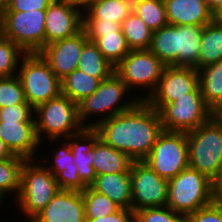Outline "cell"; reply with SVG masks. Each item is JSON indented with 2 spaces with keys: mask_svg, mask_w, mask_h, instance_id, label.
<instances>
[{
  "mask_svg": "<svg viewBox=\"0 0 222 222\" xmlns=\"http://www.w3.org/2000/svg\"><path fill=\"white\" fill-rule=\"evenodd\" d=\"M106 144L143 161L163 131L159 112L147 101H138L130 110L99 122L94 127Z\"/></svg>",
  "mask_w": 222,
  "mask_h": 222,
  "instance_id": "cell-1",
  "label": "cell"
},
{
  "mask_svg": "<svg viewBox=\"0 0 222 222\" xmlns=\"http://www.w3.org/2000/svg\"><path fill=\"white\" fill-rule=\"evenodd\" d=\"M189 167L211 181L222 171V123L213 116L187 132Z\"/></svg>",
  "mask_w": 222,
  "mask_h": 222,
  "instance_id": "cell-2",
  "label": "cell"
},
{
  "mask_svg": "<svg viewBox=\"0 0 222 222\" xmlns=\"http://www.w3.org/2000/svg\"><path fill=\"white\" fill-rule=\"evenodd\" d=\"M34 114L37 115H34L35 131L40 144L44 136L57 142L61 137L67 139L84 128L78 117V104L62 93L37 106Z\"/></svg>",
  "mask_w": 222,
  "mask_h": 222,
  "instance_id": "cell-3",
  "label": "cell"
},
{
  "mask_svg": "<svg viewBox=\"0 0 222 222\" xmlns=\"http://www.w3.org/2000/svg\"><path fill=\"white\" fill-rule=\"evenodd\" d=\"M130 92L123 80L114 72L110 77L101 81L98 89L89 97L84 98L78 103V117L80 123L84 127H95L99 122L109 119L118 113L130 110L139 100L132 98L126 103L121 101ZM122 102V103H121ZM122 104V105H121ZM107 111V112H106ZM105 115H102V113ZM107 113V114H106ZM94 114L102 116V118L94 119L95 122L89 120ZM87 124V125H86Z\"/></svg>",
  "mask_w": 222,
  "mask_h": 222,
  "instance_id": "cell-4",
  "label": "cell"
},
{
  "mask_svg": "<svg viewBox=\"0 0 222 222\" xmlns=\"http://www.w3.org/2000/svg\"><path fill=\"white\" fill-rule=\"evenodd\" d=\"M212 202V181L196 169L187 167L168 181L167 207L189 216Z\"/></svg>",
  "mask_w": 222,
  "mask_h": 222,
  "instance_id": "cell-5",
  "label": "cell"
},
{
  "mask_svg": "<svg viewBox=\"0 0 222 222\" xmlns=\"http://www.w3.org/2000/svg\"><path fill=\"white\" fill-rule=\"evenodd\" d=\"M32 159L24 162L21 171V187L16 200L18 208L32 220L60 191L56 177ZM41 164V165H40Z\"/></svg>",
  "mask_w": 222,
  "mask_h": 222,
  "instance_id": "cell-6",
  "label": "cell"
},
{
  "mask_svg": "<svg viewBox=\"0 0 222 222\" xmlns=\"http://www.w3.org/2000/svg\"><path fill=\"white\" fill-rule=\"evenodd\" d=\"M20 62L17 76L26 101L34 109L61 94L60 79L39 53H26Z\"/></svg>",
  "mask_w": 222,
  "mask_h": 222,
  "instance_id": "cell-7",
  "label": "cell"
},
{
  "mask_svg": "<svg viewBox=\"0 0 222 222\" xmlns=\"http://www.w3.org/2000/svg\"><path fill=\"white\" fill-rule=\"evenodd\" d=\"M46 10L3 11L0 34L25 53H39L45 46Z\"/></svg>",
  "mask_w": 222,
  "mask_h": 222,
  "instance_id": "cell-8",
  "label": "cell"
},
{
  "mask_svg": "<svg viewBox=\"0 0 222 222\" xmlns=\"http://www.w3.org/2000/svg\"><path fill=\"white\" fill-rule=\"evenodd\" d=\"M143 161L168 181L176 177L189 167L187 133L163 130Z\"/></svg>",
  "mask_w": 222,
  "mask_h": 222,
  "instance_id": "cell-9",
  "label": "cell"
},
{
  "mask_svg": "<svg viewBox=\"0 0 222 222\" xmlns=\"http://www.w3.org/2000/svg\"><path fill=\"white\" fill-rule=\"evenodd\" d=\"M165 68L166 65L150 50H131L115 67V73L129 91L138 90L140 86L147 87V96L144 94L137 98L139 101H146L156 90Z\"/></svg>",
  "mask_w": 222,
  "mask_h": 222,
  "instance_id": "cell-10",
  "label": "cell"
},
{
  "mask_svg": "<svg viewBox=\"0 0 222 222\" xmlns=\"http://www.w3.org/2000/svg\"><path fill=\"white\" fill-rule=\"evenodd\" d=\"M163 130L189 132L206 123L214 112L205 103L200 87L195 91L166 104L160 111Z\"/></svg>",
  "mask_w": 222,
  "mask_h": 222,
  "instance_id": "cell-11",
  "label": "cell"
},
{
  "mask_svg": "<svg viewBox=\"0 0 222 222\" xmlns=\"http://www.w3.org/2000/svg\"><path fill=\"white\" fill-rule=\"evenodd\" d=\"M130 174L132 211L167 205L168 180L159 176L144 161H133Z\"/></svg>",
  "mask_w": 222,
  "mask_h": 222,
  "instance_id": "cell-12",
  "label": "cell"
},
{
  "mask_svg": "<svg viewBox=\"0 0 222 222\" xmlns=\"http://www.w3.org/2000/svg\"><path fill=\"white\" fill-rule=\"evenodd\" d=\"M199 87V72L194 67L166 66L154 93L146 100L158 112L169 103Z\"/></svg>",
  "mask_w": 222,
  "mask_h": 222,
  "instance_id": "cell-13",
  "label": "cell"
},
{
  "mask_svg": "<svg viewBox=\"0 0 222 222\" xmlns=\"http://www.w3.org/2000/svg\"><path fill=\"white\" fill-rule=\"evenodd\" d=\"M83 27V10L69 0H54L46 9L45 46L79 33Z\"/></svg>",
  "mask_w": 222,
  "mask_h": 222,
  "instance_id": "cell-14",
  "label": "cell"
},
{
  "mask_svg": "<svg viewBox=\"0 0 222 222\" xmlns=\"http://www.w3.org/2000/svg\"><path fill=\"white\" fill-rule=\"evenodd\" d=\"M87 41L86 33L82 29L74 36L44 46L39 54L62 80L78 68L80 55Z\"/></svg>",
  "mask_w": 222,
  "mask_h": 222,
  "instance_id": "cell-15",
  "label": "cell"
},
{
  "mask_svg": "<svg viewBox=\"0 0 222 222\" xmlns=\"http://www.w3.org/2000/svg\"><path fill=\"white\" fill-rule=\"evenodd\" d=\"M31 222H86L82 192L60 190Z\"/></svg>",
  "mask_w": 222,
  "mask_h": 222,
  "instance_id": "cell-16",
  "label": "cell"
},
{
  "mask_svg": "<svg viewBox=\"0 0 222 222\" xmlns=\"http://www.w3.org/2000/svg\"><path fill=\"white\" fill-rule=\"evenodd\" d=\"M0 139L14 154L25 159H36L40 142L35 131V121H0Z\"/></svg>",
  "mask_w": 222,
  "mask_h": 222,
  "instance_id": "cell-17",
  "label": "cell"
},
{
  "mask_svg": "<svg viewBox=\"0 0 222 222\" xmlns=\"http://www.w3.org/2000/svg\"><path fill=\"white\" fill-rule=\"evenodd\" d=\"M99 138V133L94 127H84L66 139L70 144L79 178L86 187L91 186L97 176L92 164L94 145Z\"/></svg>",
  "mask_w": 222,
  "mask_h": 222,
  "instance_id": "cell-18",
  "label": "cell"
},
{
  "mask_svg": "<svg viewBox=\"0 0 222 222\" xmlns=\"http://www.w3.org/2000/svg\"><path fill=\"white\" fill-rule=\"evenodd\" d=\"M169 25L205 26L213 19V11L205 0H164Z\"/></svg>",
  "mask_w": 222,
  "mask_h": 222,
  "instance_id": "cell-19",
  "label": "cell"
},
{
  "mask_svg": "<svg viewBox=\"0 0 222 222\" xmlns=\"http://www.w3.org/2000/svg\"><path fill=\"white\" fill-rule=\"evenodd\" d=\"M55 153L54 163L46 168L56 177L60 190L83 191L86 186L82 183L78 175V168L74 164V157L68 141H64L62 146Z\"/></svg>",
  "mask_w": 222,
  "mask_h": 222,
  "instance_id": "cell-20",
  "label": "cell"
},
{
  "mask_svg": "<svg viewBox=\"0 0 222 222\" xmlns=\"http://www.w3.org/2000/svg\"><path fill=\"white\" fill-rule=\"evenodd\" d=\"M91 187L108 196L118 207L132 210L130 172L97 175Z\"/></svg>",
  "mask_w": 222,
  "mask_h": 222,
  "instance_id": "cell-21",
  "label": "cell"
},
{
  "mask_svg": "<svg viewBox=\"0 0 222 222\" xmlns=\"http://www.w3.org/2000/svg\"><path fill=\"white\" fill-rule=\"evenodd\" d=\"M203 26L176 25L177 66L198 70Z\"/></svg>",
  "mask_w": 222,
  "mask_h": 222,
  "instance_id": "cell-22",
  "label": "cell"
},
{
  "mask_svg": "<svg viewBox=\"0 0 222 222\" xmlns=\"http://www.w3.org/2000/svg\"><path fill=\"white\" fill-rule=\"evenodd\" d=\"M132 163L126 153L114 149L102 139L95 142L92 166L96 175L130 172Z\"/></svg>",
  "mask_w": 222,
  "mask_h": 222,
  "instance_id": "cell-23",
  "label": "cell"
},
{
  "mask_svg": "<svg viewBox=\"0 0 222 222\" xmlns=\"http://www.w3.org/2000/svg\"><path fill=\"white\" fill-rule=\"evenodd\" d=\"M219 61H222V22L213 19L203 26L198 70Z\"/></svg>",
  "mask_w": 222,
  "mask_h": 222,
  "instance_id": "cell-24",
  "label": "cell"
},
{
  "mask_svg": "<svg viewBox=\"0 0 222 222\" xmlns=\"http://www.w3.org/2000/svg\"><path fill=\"white\" fill-rule=\"evenodd\" d=\"M198 72L201 94L215 112L222 105V61L205 66Z\"/></svg>",
  "mask_w": 222,
  "mask_h": 222,
  "instance_id": "cell-25",
  "label": "cell"
},
{
  "mask_svg": "<svg viewBox=\"0 0 222 222\" xmlns=\"http://www.w3.org/2000/svg\"><path fill=\"white\" fill-rule=\"evenodd\" d=\"M104 79L107 78H96L77 68L60 80L61 93L78 104L92 95Z\"/></svg>",
  "mask_w": 222,
  "mask_h": 222,
  "instance_id": "cell-26",
  "label": "cell"
},
{
  "mask_svg": "<svg viewBox=\"0 0 222 222\" xmlns=\"http://www.w3.org/2000/svg\"><path fill=\"white\" fill-rule=\"evenodd\" d=\"M132 10L133 4L126 0H95L83 10V19L111 20L122 24Z\"/></svg>",
  "mask_w": 222,
  "mask_h": 222,
  "instance_id": "cell-27",
  "label": "cell"
},
{
  "mask_svg": "<svg viewBox=\"0 0 222 222\" xmlns=\"http://www.w3.org/2000/svg\"><path fill=\"white\" fill-rule=\"evenodd\" d=\"M149 50L166 66H177L176 25H166L152 34Z\"/></svg>",
  "mask_w": 222,
  "mask_h": 222,
  "instance_id": "cell-28",
  "label": "cell"
},
{
  "mask_svg": "<svg viewBox=\"0 0 222 222\" xmlns=\"http://www.w3.org/2000/svg\"><path fill=\"white\" fill-rule=\"evenodd\" d=\"M78 69L96 78H108L115 72V67L105 59L97 45L90 40L82 49Z\"/></svg>",
  "mask_w": 222,
  "mask_h": 222,
  "instance_id": "cell-29",
  "label": "cell"
},
{
  "mask_svg": "<svg viewBox=\"0 0 222 222\" xmlns=\"http://www.w3.org/2000/svg\"><path fill=\"white\" fill-rule=\"evenodd\" d=\"M122 32L130 50H149L153 31L134 12H131L121 24Z\"/></svg>",
  "mask_w": 222,
  "mask_h": 222,
  "instance_id": "cell-30",
  "label": "cell"
},
{
  "mask_svg": "<svg viewBox=\"0 0 222 222\" xmlns=\"http://www.w3.org/2000/svg\"><path fill=\"white\" fill-rule=\"evenodd\" d=\"M27 159L14 155L0 160V202L3 204L7 193L16 192V199L21 187V171Z\"/></svg>",
  "mask_w": 222,
  "mask_h": 222,
  "instance_id": "cell-31",
  "label": "cell"
},
{
  "mask_svg": "<svg viewBox=\"0 0 222 222\" xmlns=\"http://www.w3.org/2000/svg\"><path fill=\"white\" fill-rule=\"evenodd\" d=\"M93 41L105 59L114 67L131 51L123 32L103 34L100 38H87Z\"/></svg>",
  "mask_w": 222,
  "mask_h": 222,
  "instance_id": "cell-32",
  "label": "cell"
},
{
  "mask_svg": "<svg viewBox=\"0 0 222 222\" xmlns=\"http://www.w3.org/2000/svg\"><path fill=\"white\" fill-rule=\"evenodd\" d=\"M153 32L168 25L164 0H137L133 10Z\"/></svg>",
  "mask_w": 222,
  "mask_h": 222,
  "instance_id": "cell-33",
  "label": "cell"
},
{
  "mask_svg": "<svg viewBox=\"0 0 222 222\" xmlns=\"http://www.w3.org/2000/svg\"><path fill=\"white\" fill-rule=\"evenodd\" d=\"M82 194L86 219L108 216L120 209L108 196L97 192L91 186H87Z\"/></svg>",
  "mask_w": 222,
  "mask_h": 222,
  "instance_id": "cell-34",
  "label": "cell"
},
{
  "mask_svg": "<svg viewBox=\"0 0 222 222\" xmlns=\"http://www.w3.org/2000/svg\"><path fill=\"white\" fill-rule=\"evenodd\" d=\"M25 54L12 40L0 34V77L17 75L19 62Z\"/></svg>",
  "mask_w": 222,
  "mask_h": 222,
  "instance_id": "cell-35",
  "label": "cell"
},
{
  "mask_svg": "<svg viewBox=\"0 0 222 222\" xmlns=\"http://www.w3.org/2000/svg\"><path fill=\"white\" fill-rule=\"evenodd\" d=\"M16 104H29L19 77L17 75L0 77V108Z\"/></svg>",
  "mask_w": 222,
  "mask_h": 222,
  "instance_id": "cell-36",
  "label": "cell"
},
{
  "mask_svg": "<svg viewBox=\"0 0 222 222\" xmlns=\"http://www.w3.org/2000/svg\"><path fill=\"white\" fill-rule=\"evenodd\" d=\"M134 222H188V218L167 206H162L143 208L134 212Z\"/></svg>",
  "mask_w": 222,
  "mask_h": 222,
  "instance_id": "cell-37",
  "label": "cell"
},
{
  "mask_svg": "<svg viewBox=\"0 0 222 222\" xmlns=\"http://www.w3.org/2000/svg\"><path fill=\"white\" fill-rule=\"evenodd\" d=\"M82 29L87 38H100L103 34L122 32L121 24L114 21H101L100 19H83Z\"/></svg>",
  "mask_w": 222,
  "mask_h": 222,
  "instance_id": "cell-38",
  "label": "cell"
},
{
  "mask_svg": "<svg viewBox=\"0 0 222 222\" xmlns=\"http://www.w3.org/2000/svg\"><path fill=\"white\" fill-rule=\"evenodd\" d=\"M33 113L30 104H16L0 108V121H35Z\"/></svg>",
  "mask_w": 222,
  "mask_h": 222,
  "instance_id": "cell-39",
  "label": "cell"
},
{
  "mask_svg": "<svg viewBox=\"0 0 222 222\" xmlns=\"http://www.w3.org/2000/svg\"><path fill=\"white\" fill-rule=\"evenodd\" d=\"M188 222H222V207L211 202L191 213Z\"/></svg>",
  "mask_w": 222,
  "mask_h": 222,
  "instance_id": "cell-40",
  "label": "cell"
},
{
  "mask_svg": "<svg viewBox=\"0 0 222 222\" xmlns=\"http://www.w3.org/2000/svg\"><path fill=\"white\" fill-rule=\"evenodd\" d=\"M54 0H9L4 11L46 10Z\"/></svg>",
  "mask_w": 222,
  "mask_h": 222,
  "instance_id": "cell-41",
  "label": "cell"
},
{
  "mask_svg": "<svg viewBox=\"0 0 222 222\" xmlns=\"http://www.w3.org/2000/svg\"><path fill=\"white\" fill-rule=\"evenodd\" d=\"M86 222H134V211L120 208L111 215L95 219H86Z\"/></svg>",
  "mask_w": 222,
  "mask_h": 222,
  "instance_id": "cell-42",
  "label": "cell"
},
{
  "mask_svg": "<svg viewBox=\"0 0 222 222\" xmlns=\"http://www.w3.org/2000/svg\"><path fill=\"white\" fill-rule=\"evenodd\" d=\"M212 202L222 207V171L212 180Z\"/></svg>",
  "mask_w": 222,
  "mask_h": 222,
  "instance_id": "cell-43",
  "label": "cell"
},
{
  "mask_svg": "<svg viewBox=\"0 0 222 222\" xmlns=\"http://www.w3.org/2000/svg\"><path fill=\"white\" fill-rule=\"evenodd\" d=\"M14 154L9 150L6 144L0 139V160L13 157Z\"/></svg>",
  "mask_w": 222,
  "mask_h": 222,
  "instance_id": "cell-44",
  "label": "cell"
},
{
  "mask_svg": "<svg viewBox=\"0 0 222 222\" xmlns=\"http://www.w3.org/2000/svg\"><path fill=\"white\" fill-rule=\"evenodd\" d=\"M73 5L85 10L95 0H69Z\"/></svg>",
  "mask_w": 222,
  "mask_h": 222,
  "instance_id": "cell-45",
  "label": "cell"
},
{
  "mask_svg": "<svg viewBox=\"0 0 222 222\" xmlns=\"http://www.w3.org/2000/svg\"><path fill=\"white\" fill-rule=\"evenodd\" d=\"M214 19L222 22V1L220 5L213 11Z\"/></svg>",
  "mask_w": 222,
  "mask_h": 222,
  "instance_id": "cell-46",
  "label": "cell"
},
{
  "mask_svg": "<svg viewBox=\"0 0 222 222\" xmlns=\"http://www.w3.org/2000/svg\"><path fill=\"white\" fill-rule=\"evenodd\" d=\"M222 0H205L207 6L214 11L221 3Z\"/></svg>",
  "mask_w": 222,
  "mask_h": 222,
  "instance_id": "cell-47",
  "label": "cell"
},
{
  "mask_svg": "<svg viewBox=\"0 0 222 222\" xmlns=\"http://www.w3.org/2000/svg\"><path fill=\"white\" fill-rule=\"evenodd\" d=\"M214 116L222 123V105L214 112Z\"/></svg>",
  "mask_w": 222,
  "mask_h": 222,
  "instance_id": "cell-48",
  "label": "cell"
},
{
  "mask_svg": "<svg viewBox=\"0 0 222 222\" xmlns=\"http://www.w3.org/2000/svg\"><path fill=\"white\" fill-rule=\"evenodd\" d=\"M9 0H0V10L3 12L8 6Z\"/></svg>",
  "mask_w": 222,
  "mask_h": 222,
  "instance_id": "cell-49",
  "label": "cell"
},
{
  "mask_svg": "<svg viewBox=\"0 0 222 222\" xmlns=\"http://www.w3.org/2000/svg\"><path fill=\"white\" fill-rule=\"evenodd\" d=\"M1 23H2V11L0 10V27H1Z\"/></svg>",
  "mask_w": 222,
  "mask_h": 222,
  "instance_id": "cell-50",
  "label": "cell"
},
{
  "mask_svg": "<svg viewBox=\"0 0 222 222\" xmlns=\"http://www.w3.org/2000/svg\"><path fill=\"white\" fill-rule=\"evenodd\" d=\"M126 1H128V2H130V3H134L135 1H137V0H126Z\"/></svg>",
  "mask_w": 222,
  "mask_h": 222,
  "instance_id": "cell-51",
  "label": "cell"
}]
</instances>
